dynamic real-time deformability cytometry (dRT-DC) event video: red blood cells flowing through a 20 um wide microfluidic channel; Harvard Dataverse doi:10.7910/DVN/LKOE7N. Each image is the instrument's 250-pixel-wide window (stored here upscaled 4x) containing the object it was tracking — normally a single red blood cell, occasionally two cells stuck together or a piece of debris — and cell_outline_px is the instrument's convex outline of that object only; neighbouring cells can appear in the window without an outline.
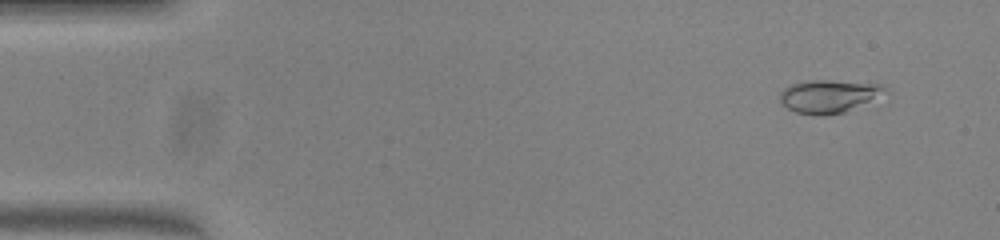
{"species": "common noctule bat (a hibernating species)", "species_latin": "Nyctalus noctula", "temperature_condition": "warm", "stored_images_in_passage": 48, "camera_frame_rate_fps": 3000, "um_per_image_px": 0.085, "animal": {"sex": "female", "body_mass_g": 23.0, "forearm_length_mm": 53.4}, "frame": {"image": 1, "passage_image": 4, "time_ms": 1.0, "image_size_px": [1000, 240], "cell_outline_px": [[892, 92], [888, 104], [824, 116], [820, 116], [796, 112], [788, 108], [780, 100], [780, 92], [784, 88], [792, 84], [808, 80], [828, 80], [880, 84]], "centroid_in_image_um": [70.81, 8.22], "position_along_channel_um": 14.2, "area_um2": 22.14}}
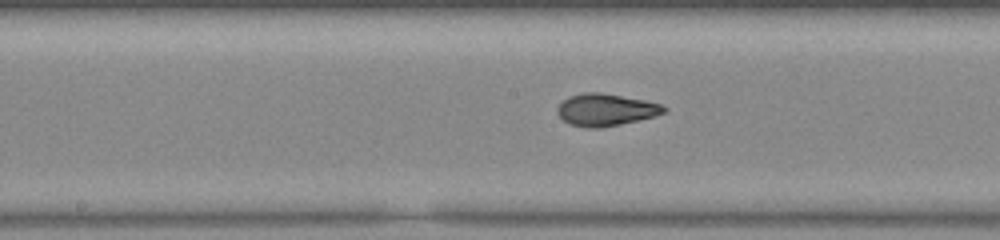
{"frame": {"image": 2, "passage_image": 26, "time_ms": 8.333, "image_size_px": [1000, 240], "cell_outline_px": [[668, 108], [664, 112], [656, 116], [620, 124], [600, 128], [584, 128], [572, 124], [564, 120], [556, 112], [556, 108], [568, 96], [580, 92], [600, 92], [644, 100], [660, 104]], "centroid_in_image_um": [51.47, 9.32], "position_along_channel_um": 196.7, "area_um2": 19.94}}
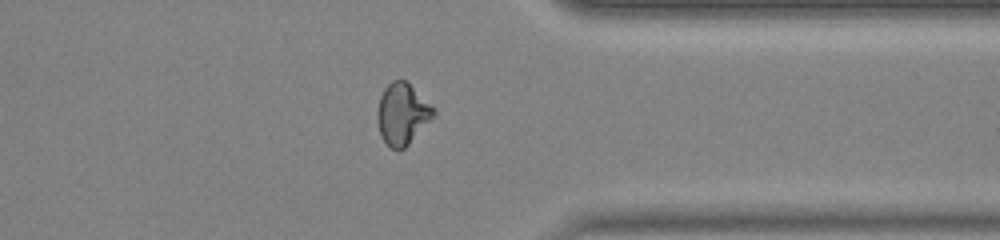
{"frame": {"image": 3, "passage_image": 40, "time_ms": 13.0, "image_size_px": [1000, 240], "cell_outline_px": [[436, 116], [404, 148], [392, 148], [380, 136], [376, 120], [376, 112], [380, 96], [384, 88], [392, 80], [408, 80], [436, 112]], "centroid_in_image_um": [34.18, 9.66], "position_along_channel_um": 377.2, "area_um2": 20.17}, "authors_computed_cell_mechanics": {"area_um2": 19.7676, "velocity_mm_per_s": 4.0125, "shape_relaxation_time_tau1_ms": null, "shape_relaxation_time_tau2_ms": 1.1855, "deformation_change_tau1": null, "deformation_change_tau2": 0.0348}}